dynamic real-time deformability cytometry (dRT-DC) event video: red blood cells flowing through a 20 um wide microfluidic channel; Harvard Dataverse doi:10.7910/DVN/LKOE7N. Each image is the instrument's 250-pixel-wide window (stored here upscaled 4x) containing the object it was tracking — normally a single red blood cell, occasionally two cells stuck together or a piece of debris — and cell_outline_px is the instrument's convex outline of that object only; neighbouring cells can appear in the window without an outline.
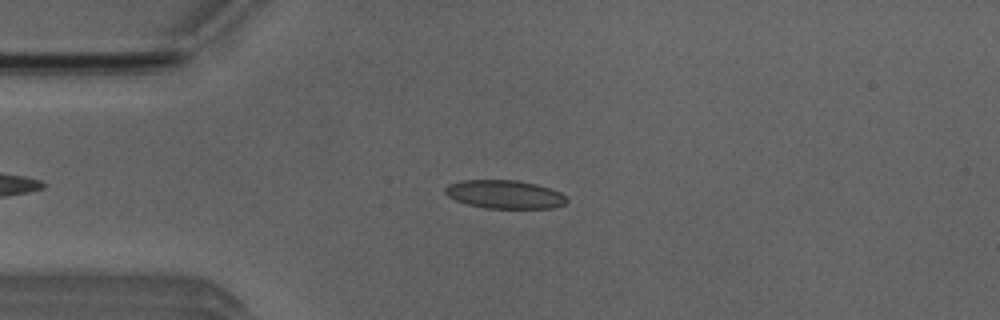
{"species": "Egyptian fruit bat (a non-hibernating species)", "species_latin": "Rousettus aegyptiacus", "temperature_condition": "room temperature", "stored_images_in_passage": 42, "camera_frame_rate_fps": 3000, "um_per_image_px": 0.085, "animal": {"sex": "male"}, "frame": {"image": 1, "passage_image": 13, "time_ms": 4.0, "image_size_px": [1000, 320], "cell_outline_px": [[568, 200], [564, 204], [552, 208], [484, 208], [468, 204], [456, 200], [448, 196], [444, 192], [444, 188], [448, 184], [464, 180], [516, 180], [536, 184], [560, 192]], "centroid_in_image_um": [42.87, 16.52], "position_along_channel_um": 42.1, "area_um2": 20.0}}
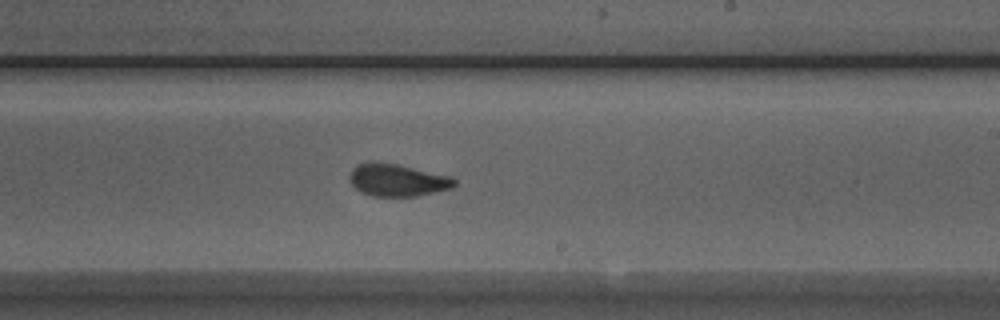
{"frame": {"image": 2, "passage_image": 31, "time_ms": 10.0, "image_size_px": [1000, 320], "cell_outline_px": [[456, 184], [452, 188], [416, 196], [372, 196], [360, 192], [348, 180], [348, 176], [352, 168], [360, 164], [376, 160], [396, 164], [452, 176], [456, 180]], "centroid_in_image_um": [33.75, 15.3], "position_along_channel_um": 255.2, "area_um2": 19.94}}
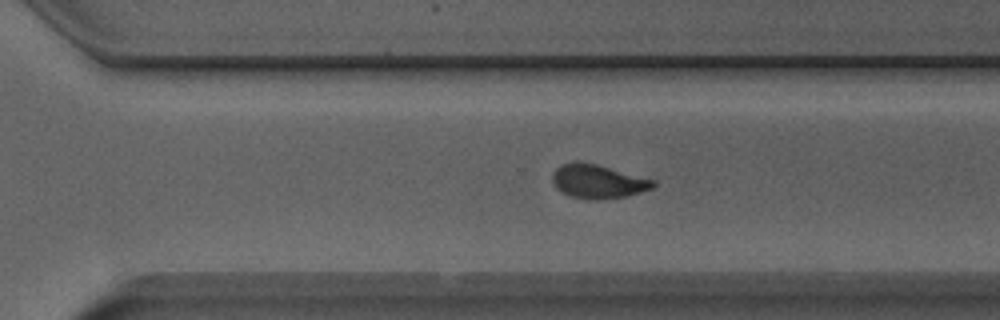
{"frame": {"image": 3, "passage_image": 36, "time_ms": 11.667, "image_size_px": [1000, 320], "cell_outline_px": [[656, 184], [652, 188], [640, 192], [624, 196], [568, 196], [556, 188], [552, 180], [552, 172], [560, 164], [576, 160], [596, 164], [656, 180]], "centroid_in_image_um": [50.79, 15.34], "position_along_channel_um": 319.8, "area_um2": 19.13}, "authors_computed_cell_mechanics": {"area_um2": 19.7098, "velocity_mm_per_s": 3.8857, "shape_relaxation_time_tau1_ms": null, "shape_relaxation_time_tau2_ms": 1.1553, "deformation_change_tau1": null, "deformation_change_tau2": 0.0685}}